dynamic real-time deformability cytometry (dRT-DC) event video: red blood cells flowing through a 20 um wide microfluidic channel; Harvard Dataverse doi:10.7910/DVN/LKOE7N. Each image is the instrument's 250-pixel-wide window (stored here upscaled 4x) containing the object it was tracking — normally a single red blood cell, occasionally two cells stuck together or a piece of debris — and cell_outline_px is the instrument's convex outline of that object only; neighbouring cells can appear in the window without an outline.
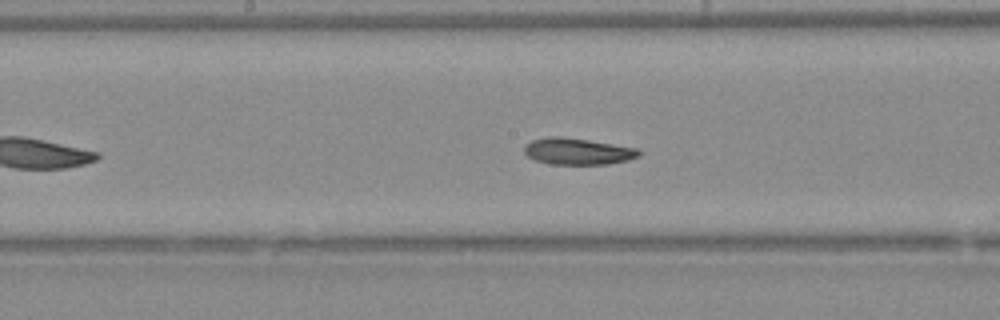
{"species": "Egyptian fruit bat (a non-hibernating species)", "species_latin": "Rousettus aegyptiacus", "temperature_condition": "warm", "stored_images_in_passage": 26, "camera_frame_rate_fps": 3000, "um_per_image_px": 0.085, "animal": {"sex": "female"}, "frame": {"image": 1, "passage_image": 10, "time_ms": 3.0, "image_size_px": [1000, 320], "cell_outline_px": [[640, 156], [628, 160], [608, 164], [552, 164], [536, 160], [528, 156], [524, 152], [524, 144], [532, 140], [548, 136], [560, 136], [588, 140], [636, 148], [640, 152]], "centroid_in_image_um": [49.07, 12.86], "position_along_channel_um": 199.1, "area_um2": 17.63}}
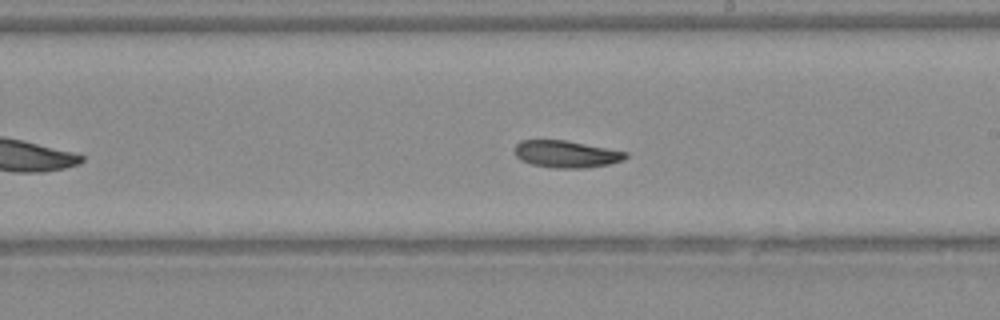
{"frame": {"image": 2, "passage_image": 13, "time_ms": 4.0, "image_size_px": [1000, 320], "cell_outline_px": [[628, 156], [624, 160], [608, 164], [588, 168], [556, 168], [532, 164], [520, 160], [516, 156], [516, 144], [520, 140], [564, 140], [628, 152]], "centroid_in_image_um": [48.14, 13.1], "position_along_channel_um": 240.9, "area_um2": 17.4}}
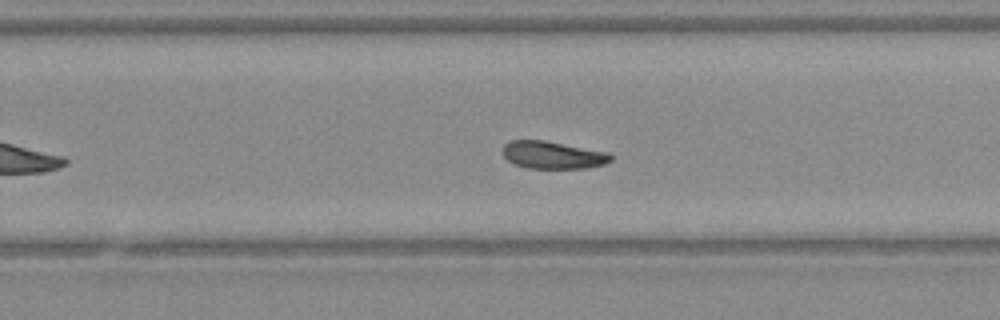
{"frame": {"image": 3, "passage_image": 16, "time_ms": 5.0, "image_size_px": [1000, 320], "cell_outline_px": [[612, 160], [604, 164], [584, 168], [528, 168], [516, 164], [508, 160], [504, 156], [504, 144], [512, 140], [544, 140], [608, 152], [612, 156]], "centroid_in_image_um": [47.0, 13.17], "position_along_channel_um": 282.8, "area_um2": 17.11}}